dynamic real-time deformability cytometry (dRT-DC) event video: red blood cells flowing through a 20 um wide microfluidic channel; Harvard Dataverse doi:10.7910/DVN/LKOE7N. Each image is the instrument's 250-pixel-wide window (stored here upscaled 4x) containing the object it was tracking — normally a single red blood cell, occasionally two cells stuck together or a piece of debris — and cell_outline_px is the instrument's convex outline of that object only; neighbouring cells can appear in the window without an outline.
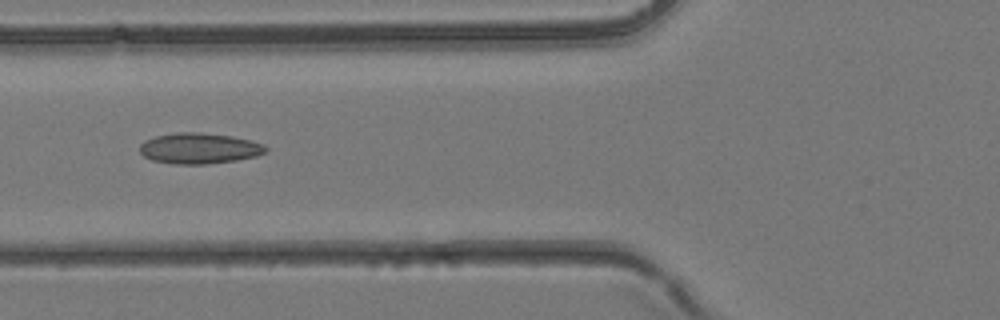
{"species": "common noctule bat (a hibernating species)", "species_latin": "Nyctalus noctula", "temperature_condition": "room temperature", "stored_images_in_passage": 9, "camera_frame_rate_fps": 3000, "um_per_image_px": 0.085, "animal": {"sex": "female", "body_mass_g": 24.6, "forearm_length_mm": 56.2}, "frame": {"image": 1, "passage_image": 4, "time_ms": 1.0, "image_size_px": [1000, 320], "cell_outline_px": [[268, 152], [256, 156], [236, 160], [204, 164], [176, 164], [152, 160], [144, 156], [140, 152], [140, 144], [144, 140], [156, 136], [176, 132], [200, 132], [232, 136], [252, 140], [264, 144], [268, 148]], "centroid_in_image_um": [16.96, 12.6], "position_along_channel_um": 108.8, "area_um2": 22.72}}
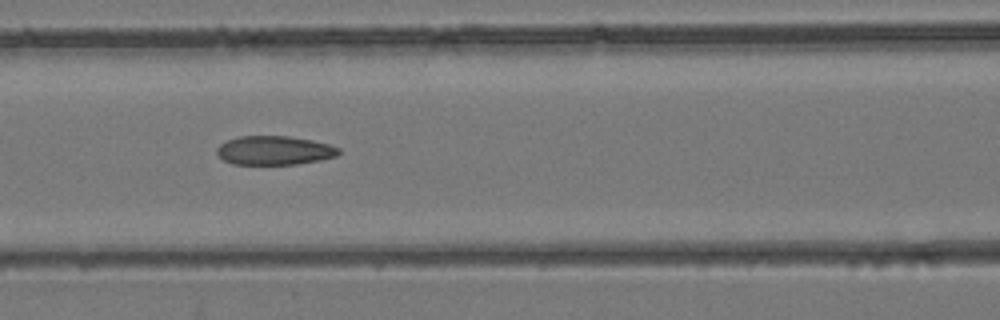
{"frame": {"image": 2, "passage_image": 6, "time_ms": 1.667, "image_size_px": [1000, 320], "cell_outline_px": [[340, 152], [336, 156], [320, 160], [296, 164], [232, 164], [224, 160], [216, 152], [216, 148], [220, 144], [228, 140], [240, 136], [288, 136], [312, 140], [328, 144], [340, 148]], "centroid_in_image_um": [23.32, 12.78], "position_along_channel_um": 143.3, "area_um2": 20.46}}
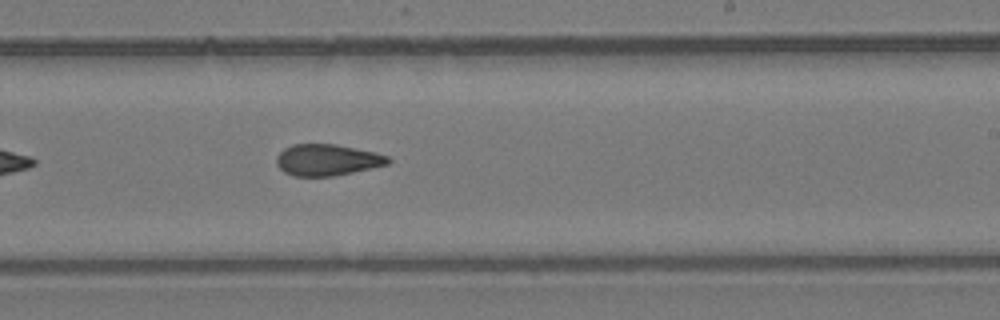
{"frame": {"image": 3, "passage_image": 9, "time_ms": 2.667, "image_size_px": [1000, 320], "cell_outline_px": [[392, 160], [388, 164], [352, 172], [332, 176], [292, 176], [284, 172], [276, 164], [276, 156], [284, 148], [292, 144], [336, 144], [376, 152], [388, 156]], "centroid_in_image_um": [27.79, 13.58], "position_along_channel_um": 261.2, "area_um2": 20.46}}